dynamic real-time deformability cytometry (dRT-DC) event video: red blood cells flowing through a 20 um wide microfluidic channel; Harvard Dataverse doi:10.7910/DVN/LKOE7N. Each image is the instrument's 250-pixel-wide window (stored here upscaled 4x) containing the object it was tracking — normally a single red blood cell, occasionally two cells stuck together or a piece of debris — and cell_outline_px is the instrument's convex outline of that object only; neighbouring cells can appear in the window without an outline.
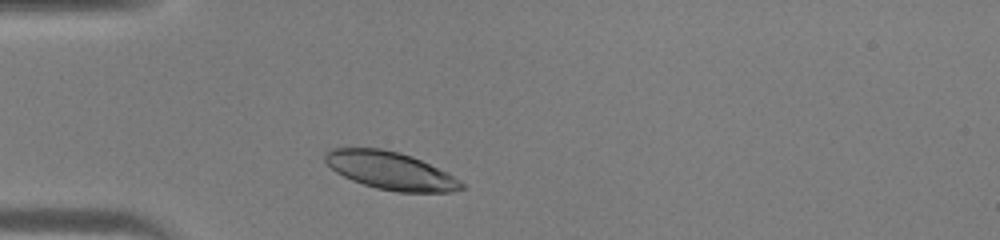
{"species": "human", "species_latin": "Homo sapiens", "temperature_condition": "warm", "stored_images_in_passage": 28, "camera_frame_rate_fps": 3000, "um_per_image_px": 0.085, "donor": {"sex": "male"}, "frame": {"image": 1, "passage_image": 3, "time_ms": 0.667, "image_size_px": [1000, 240], "cell_outline_px": [[468, 188], [452, 192], [396, 192], [376, 188], [352, 180], [336, 172], [324, 160], [324, 152], [328, 148], [380, 148], [400, 152], [412, 156], [460, 180]], "centroid_in_image_um": [33.18, 14.51], "position_along_channel_um": 51.8, "area_um2": 29.88}}
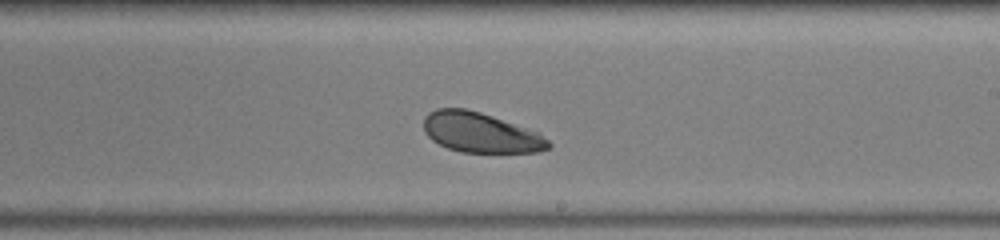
{"frame": {"image": 2, "passage_image": 17, "time_ms": 5.333, "image_size_px": [1000, 240], "cell_outline_px": [[552, 144], [548, 148], [540, 152], [460, 152], [448, 148], [432, 140], [424, 132], [424, 116], [428, 112], [436, 108], [464, 108], [480, 112], [540, 132]], "centroid_in_image_um": [40.85, 11.26], "position_along_channel_um": 248.2, "area_um2": 29.19}}
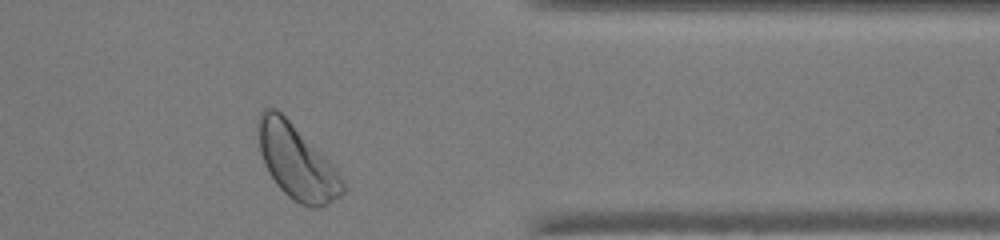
{"frame": {"image": 3, "passage_image": 27, "time_ms": 8.667, "image_size_px": [1000, 240], "cell_outline_px": [[344, 192], [340, 196], [328, 204], [320, 208], [308, 208], [300, 204], [288, 196], [276, 184], [268, 172], [264, 164], [260, 152], [256, 128], [256, 120], [260, 112], [264, 108], [276, 108], [332, 164], [340, 176], [344, 184]], "centroid_in_image_um": [25.17, 13.78], "position_along_channel_um": 386.2, "area_um2": 36.41}}